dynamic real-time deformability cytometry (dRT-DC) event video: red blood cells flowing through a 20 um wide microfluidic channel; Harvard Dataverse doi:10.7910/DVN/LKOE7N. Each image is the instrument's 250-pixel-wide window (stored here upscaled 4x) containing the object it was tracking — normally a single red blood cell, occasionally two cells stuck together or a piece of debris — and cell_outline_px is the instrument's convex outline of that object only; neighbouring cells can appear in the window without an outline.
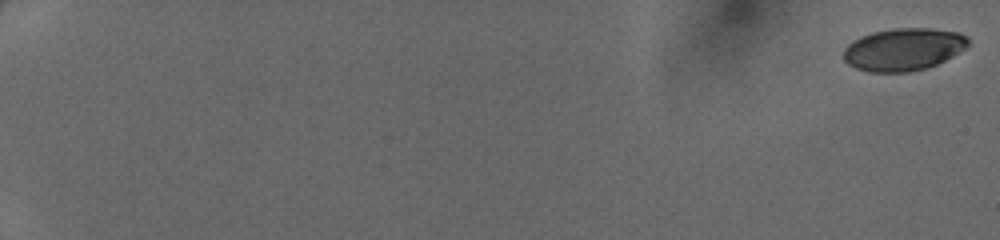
{"species": "human", "species_latin": "Homo sapiens", "temperature_condition": "cold", "stored_images_in_passage": 12, "camera_frame_rate_fps": 3000, "um_per_image_px": 0.085, "donor": {"sex": "female"}, "frame": {"image": 1, "passage_image": 1, "time_ms": 0.0, "image_size_px": [1000, 240], "cell_outline_px": [[968, 44], [964, 48], [952, 56], [936, 64], [924, 68], [908, 72], [868, 72], [856, 68], [848, 64], [844, 60], [844, 48], [852, 40], [860, 36], [872, 32], [892, 28], [932, 28], [960, 32], [968, 36]], "centroid_in_image_um": [76.77, 4.18], "position_along_channel_um": 8.2, "area_um2": 30.92}}